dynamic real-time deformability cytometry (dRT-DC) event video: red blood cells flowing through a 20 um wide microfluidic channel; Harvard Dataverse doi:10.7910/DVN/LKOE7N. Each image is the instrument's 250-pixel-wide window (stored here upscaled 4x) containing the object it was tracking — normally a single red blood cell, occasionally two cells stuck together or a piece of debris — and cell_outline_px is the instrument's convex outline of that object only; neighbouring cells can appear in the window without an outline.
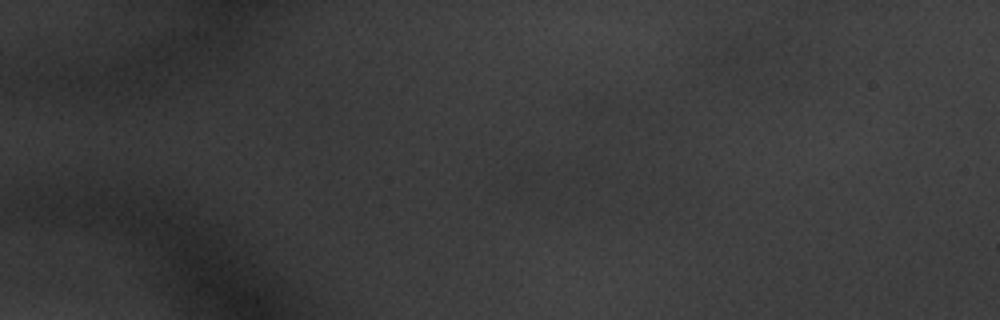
{"species": "common noctule bat (a hibernating species)", "species_latin": "Nyctalus noctula", "temperature_condition": "warm", "stored_images_in_passage": 3, "camera_frame_rate_fps": 3000, "um_per_image_px": 0.085, "animal": {"sex": "male", "body_mass_g": 20.1, "forearm_length_mm": 53.5}, "frame": {"image": 1, "passage_image": 1, "time_ms": 0.0, "image_size_px": [1000, 320], "cell_outline_px": [[776, 40], [756, 60], [720, 68], [704, 68], [712, 48], [728, 36], [748, 32], [756, 32], [768, 36]], "centroid_in_image_um": [62.78, 4.23], "position_along_channel_um": 22.2, "area_um2": 11.62}}